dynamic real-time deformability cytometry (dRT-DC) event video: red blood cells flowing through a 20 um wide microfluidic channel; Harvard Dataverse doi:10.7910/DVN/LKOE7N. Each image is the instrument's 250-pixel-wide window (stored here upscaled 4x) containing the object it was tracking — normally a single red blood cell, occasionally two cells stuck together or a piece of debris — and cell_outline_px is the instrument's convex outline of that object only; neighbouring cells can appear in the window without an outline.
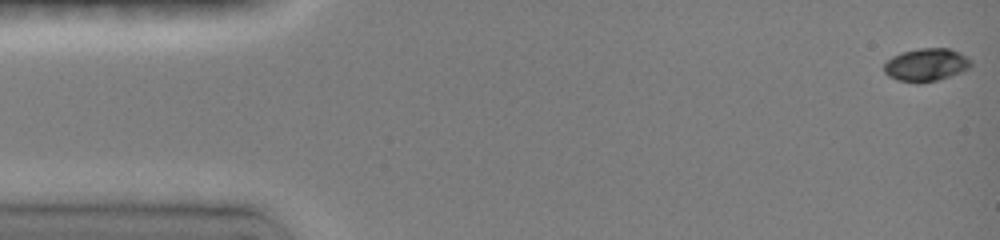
{"species": "common noctule bat (a hibernating species)", "species_latin": "Nyctalus noctula", "temperature_condition": "room temperature", "stored_images_in_passage": 24, "camera_frame_rate_fps": 3000, "um_per_image_px": 0.085, "animal": {"sex": "female", "body_mass_g": 19.0, "forearm_length_mm": 51.5}, "frame": {"image": 1, "passage_image": 1, "time_ms": 0.0, "image_size_px": [1000, 240], "cell_outline_px": [[972, 68], [936, 80], [896, 80], [888, 76], [884, 72], [884, 64], [892, 56], [900, 52], [920, 48], [948, 48], [960, 52], [972, 60]], "centroid_in_image_um": [78.75, 5.46], "position_along_channel_um": 6.2, "area_um2": 16.3}}
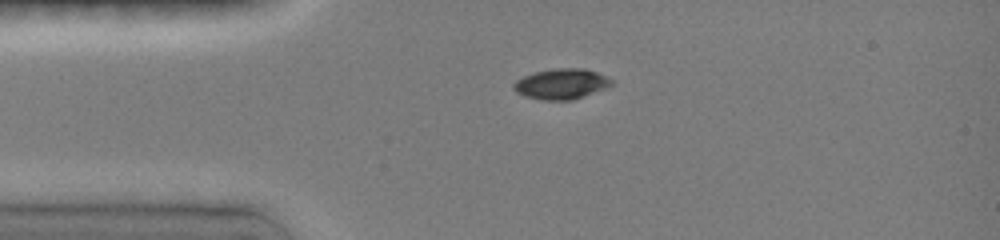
{"frame": {"image": 2, "passage_image": 19, "time_ms": 3.333, "image_size_px": [1000, 240], "cell_outline_px": [[612, 84], [604, 88], [572, 100], [540, 100], [524, 96], [516, 92], [512, 88], [512, 84], [516, 80], [524, 76], [536, 72], [560, 68], [584, 68], [596, 72], [612, 80]], "centroid_in_image_um": [47.66, 7.14], "position_along_channel_um": 37.3, "area_um2": 17.11}}
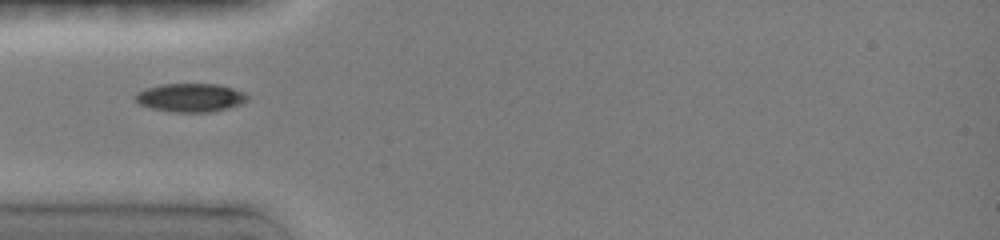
{"frame": {"image": 3, "passage_image": 23, "time_ms": 4.667, "image_size_px": [1000, 240], "cell_outline_px": [[248, 96], [240, 104], [216, 112], [172, 112], [152, 108], [140, 104], [136, 100], [136, 92], [148, 88], [164, 84], [216, 84], [232, 88], [244, 92]], "centroid_in_image_um": [16.19, 8.31], "position_along_channel_um": 68.8, "area_um2": 18.38}}